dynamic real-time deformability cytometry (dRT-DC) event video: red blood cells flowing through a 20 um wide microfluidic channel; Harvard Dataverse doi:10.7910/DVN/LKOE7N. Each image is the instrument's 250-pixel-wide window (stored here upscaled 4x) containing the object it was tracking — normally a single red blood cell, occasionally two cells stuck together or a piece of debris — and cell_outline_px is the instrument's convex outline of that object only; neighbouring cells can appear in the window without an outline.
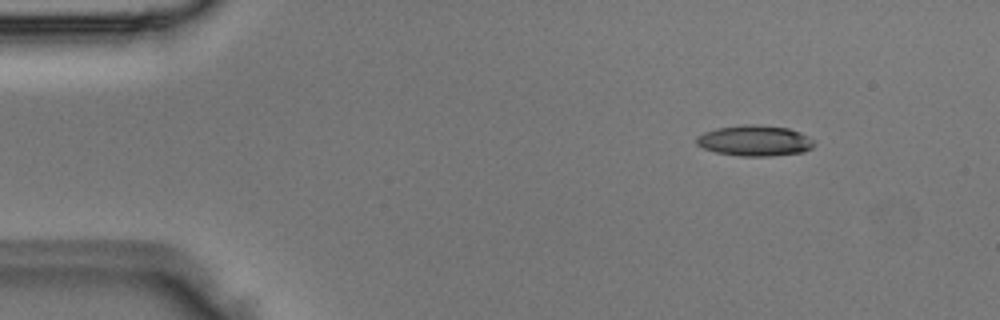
{"species": "Egyptian fruit bat (a non-hibernating species)", "species_latin": "Rousettus aegyptiacus", "temperature_condition": "room temperature", "stored_images_in_passage": 4, "camera_frame_rate_fps": 3000, "um_per_image_px": 0.085, "animal": {"sex": "male"}, "frame": {"image": 1, "passage_image": 2, "time_ms": 0.333, "image_size_px": [1000, 320], "cell_outline_px": [[816, 144], [812, 148], [804, 152], [772, 156], [740, 156], [716, 152], [704, 148], [696, 144], [696, 136], [704, 132], [716, 128], [744, 124], [756, 124], [788, 128], [800, 132], [808, 136]], "centroid_in_image_um": [64.16, 11.95], "position_along_channel_um": 20.8, "area_um2": 21.21}}
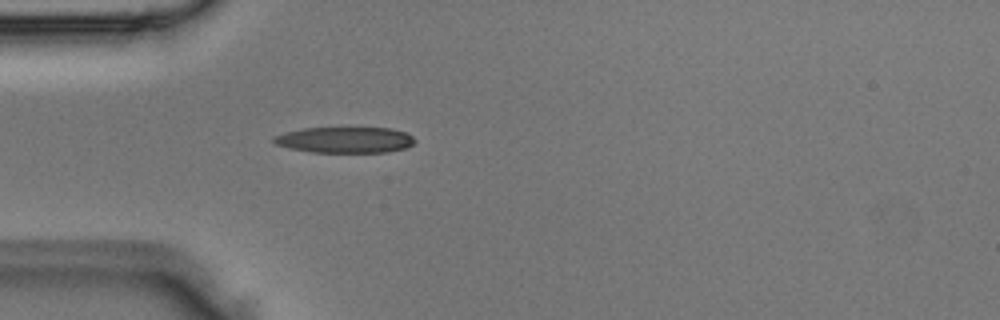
{"frame": {"image": 2, "passage_image": 4, "time_ms": 1.0, "image_size_px": [1000, 320], "cell_outline_px": [[416, 140], [408, 148], [388, 152], [312, 152], [288, 148], [276, 144], [272, 140], [272, 136], [284, 132], [304, 128], [392, 128], [408, 132]], "centroid_in_image_um": [29.34, 11.89], "position_along_channel_um": 55.7, "area_um2": 21.56}}